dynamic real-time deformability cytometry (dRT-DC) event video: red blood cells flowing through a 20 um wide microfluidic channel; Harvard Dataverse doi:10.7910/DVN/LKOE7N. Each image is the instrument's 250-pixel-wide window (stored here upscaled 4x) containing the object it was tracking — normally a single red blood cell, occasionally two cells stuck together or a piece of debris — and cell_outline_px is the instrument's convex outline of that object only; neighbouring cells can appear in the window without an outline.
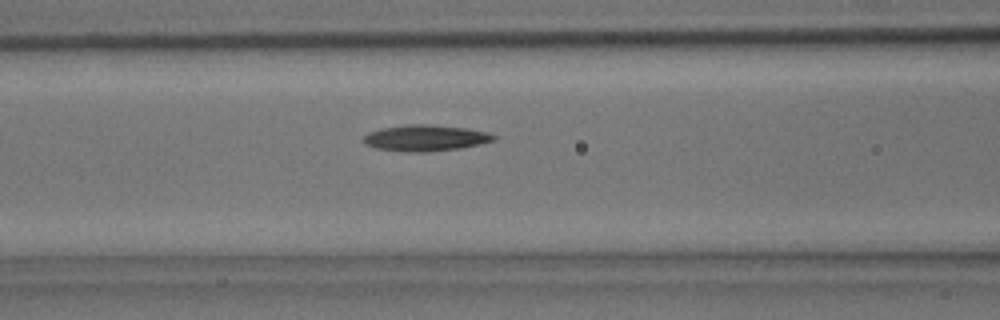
{"species": "common noctule bat (a hibernating species)", "species_latin": "Nyctalus noctula", "temperature_condition": "room temperature", "stored_images_in_passage": 5, "camera_frame_rate_fps": 3000, "um_per_image_px": 0.085, "animal": {"sex": "male", "body_mass_g": 15.6}, "frame": {"image": 1, "passage_image": 5, "time_ms": 1.333, "image_size_px": [1000, 320], "cell_outline_px": [[496, 140], [460, 148], [428, 152], [404, 152], [376, 148], [364, 144], [364, 136], [368, 132], [380, 128], [408, 124], [428, 124], [468, 128], [488, 132], [496, 136]], "centroid_in_image_um": [36.15, 11.72], "position_along_channel_um": 130.4, "area_um2": 20.0}}